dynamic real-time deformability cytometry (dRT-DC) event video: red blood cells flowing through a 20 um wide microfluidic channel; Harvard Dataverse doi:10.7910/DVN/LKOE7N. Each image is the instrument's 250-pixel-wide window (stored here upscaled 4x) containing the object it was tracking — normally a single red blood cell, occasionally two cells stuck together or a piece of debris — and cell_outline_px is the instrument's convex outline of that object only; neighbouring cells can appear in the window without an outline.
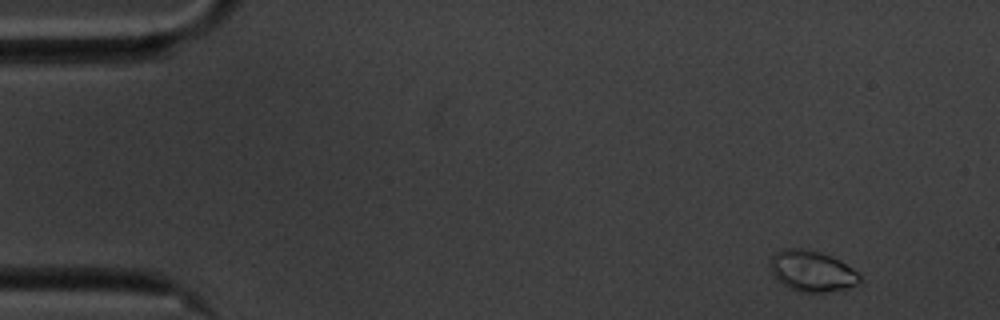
{"species": "common noctule bat (a hibernating species)", "species_latin": "Nyctalus noctula", "temperature_condition": "cold", "stored_images_in_passage": 54, "camera_frame_rate_fps": 3000, "um_per_image_px": 0.085, "animal": {"sex": "male", "body_mass_g": 20.1, "forearm_length_mm": 53.5}, "frame": {"image": 1, "passage_image": 1, "time_ms": 0.0, "image_size_px": [1000, 320], "cell_outline_px": [[860, 280], [856, 284], [848, 288], [820, 292], [800, 292], [788, 288], [776, 280], [768, 264], [768, 260], [776, 252], [792, 248], [800, 248], [820, 252], [832, 256], [840, 260], [852, 268], [860, 276]], "centroid_in_image_um": [68.97, 23.04], "position_along_channel_um": 16.0, "area_um2": 21.33}}
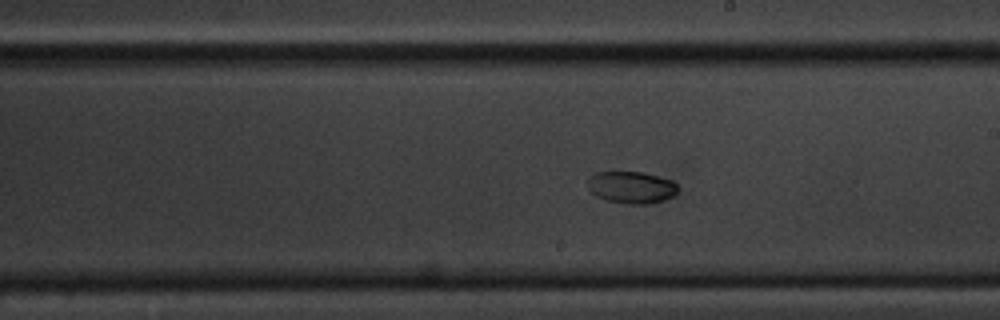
{"frame": {"image": 2, "passage_image": 29, "time_ms": 9.333, "image_size_px": [1000, 320], "cell_outline_px": [[680, 188], [672, 196], [664, 200], [652, 204], [624, 204], [608, 200], [596, 196], [588, 188], [588, 176], [596, 172], [644, 172], [672, 180]], "centroid_in_image_um": [53.68, 15.92], "position_along_channel_um": 235.3, "area_um2": 16.99}}
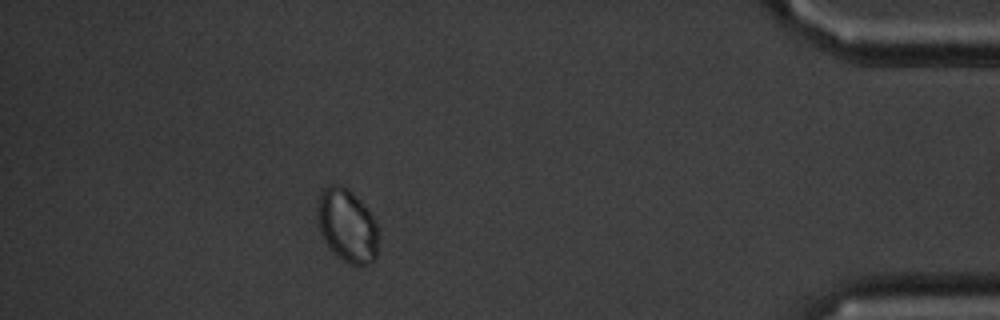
{"frame": {"image": 3, "passage_image": 48, "time_ms": 15.667, "image_size_px": [1000, 320], "cell_outline_px": [[376, 256], [368, 264], [352, 264], [344, 260], [324, 240], [320, 228], [316, 212], [316, 208], [320, 192], [328, 184], [336, 184], [352, 192], [360, 200], [376, 220]], "centroid_in_image_um": [29.48, 19.11], "position_along_channel_um": 405.7, "area_um2": 25.32}}